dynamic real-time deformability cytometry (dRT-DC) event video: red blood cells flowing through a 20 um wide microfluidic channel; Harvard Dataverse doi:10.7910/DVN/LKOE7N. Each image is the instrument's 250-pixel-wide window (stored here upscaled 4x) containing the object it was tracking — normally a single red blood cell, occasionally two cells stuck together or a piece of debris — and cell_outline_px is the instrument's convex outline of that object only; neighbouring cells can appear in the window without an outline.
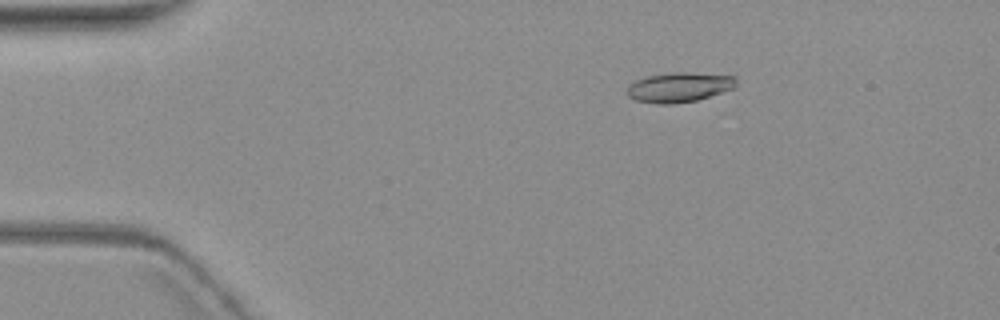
{"species": "common noctule bat (a hibernating species)", "species_latin": "Nyctalus noctula", "temperature_condition": "warm", "stored_images_in_passage": 5, "camera_frame_rate_fps": 3000, "um_per_image_px": 0.085, "animal": {"sex": "female", "body_mass_g": 19.3, "forearm_length_mm": 54.1}, "frame": {"image": 1, "passage_image": 3, "time_ms": 2.333, "image_size_px": [1000, 320], "cell_outline_px": [[736, 88], [696, 100], [672, 104], [660, 104], [636, 100], [628, 96], [624, 92], [628, 84], [636, 80], [648, 76], [668, 72], [688, 72], [736, 76]], "centroid_in_image_um": [57.71, 7.41], "position_along_channel_um": 27.3, "area_um2": 19.13}}